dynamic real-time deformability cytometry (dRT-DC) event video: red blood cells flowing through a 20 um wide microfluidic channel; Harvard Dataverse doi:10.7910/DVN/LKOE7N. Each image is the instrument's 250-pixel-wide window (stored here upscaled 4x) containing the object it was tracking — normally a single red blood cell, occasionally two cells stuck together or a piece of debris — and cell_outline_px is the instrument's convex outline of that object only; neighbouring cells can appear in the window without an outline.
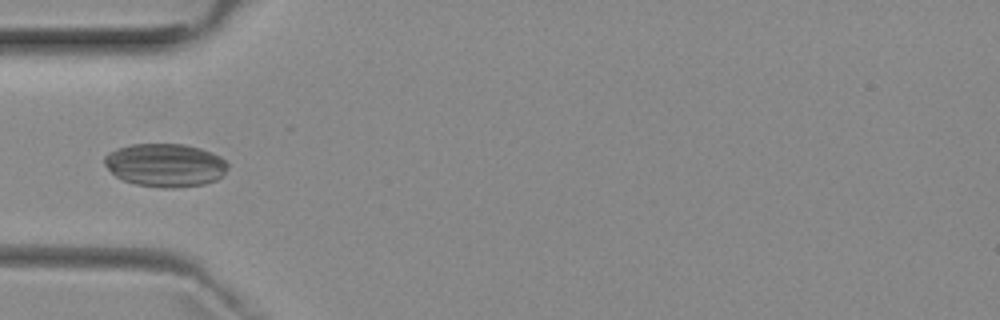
{"species": "common noctule bat (a hibernating species)", "species_latin": "Nyctalus noctula", "temperature_condition": "room temperature", "stored_images_in_passage": 4, "camera_frame_rate_fps": 3000, "um_per_image_px": 0.085, "animal": {"sex": "female", "body_mass_g": 29.2, "forearm_length_mm": 56.3}, "frame": {"image": 1, "passage_image": 4, "time_ms": 4.333, "image_size_px": [1000, 320], "cell_outline_px": [[228, 168], [224, 176], [216, 180], [204, 184], [172, 188], [164, 188], [136, 184], [124, 180], [116, 176], [104, 164], [104, 156], [108, 152], [116, 148], [132, 144], [184, 144], [200, 148], [212, 152], [220, 156], [228, 164]], "centroid_in_image_um": [14.06, 14.03], "position_along_channel_um": 70.9, "area_um2": 31.21}}